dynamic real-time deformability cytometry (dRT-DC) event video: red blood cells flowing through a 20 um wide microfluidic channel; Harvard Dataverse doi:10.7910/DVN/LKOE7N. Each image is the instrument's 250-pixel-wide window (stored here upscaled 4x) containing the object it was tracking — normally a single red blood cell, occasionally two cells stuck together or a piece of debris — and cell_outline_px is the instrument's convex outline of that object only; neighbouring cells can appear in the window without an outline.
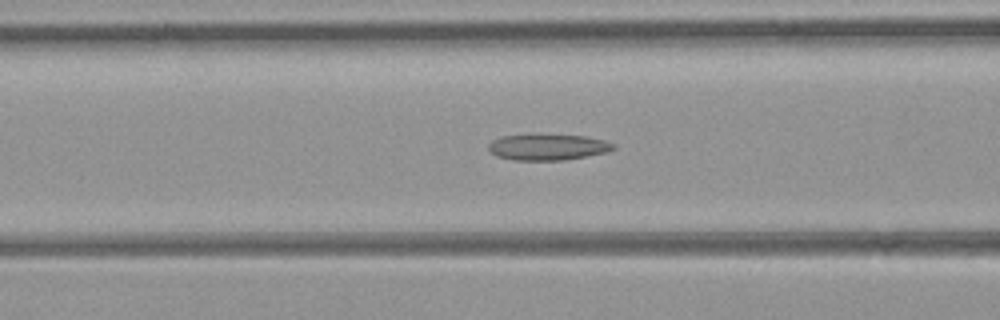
{"species": "common noctule bat (a hibernating species)", "species_latin": "Nyctalus noctula", "temperature_condition": "room temperature", "stored_images_in_passage": 32, "camera_frame_rate_fps": 3000, "um_per_image_px": 0.085, "animal": {"sex": "female", "body_mass_g": 21.9}, "frame": {"image": 1, "passage_image": 13, "time_ms": 4.0, "image_size_px": [1000, 320], "cell_outline_px": [[616, 148], [608, 152], [564, 160], [512, 160], [496, 156], [488, 148], [488, 144], [492, 140], [504, 136], [584, 136], [604, 140], [616, 144]], "centroid_in_image_um": [46.59, 12.53], "position_along_channel_um": 120.0, "area_um2": 18.5}}
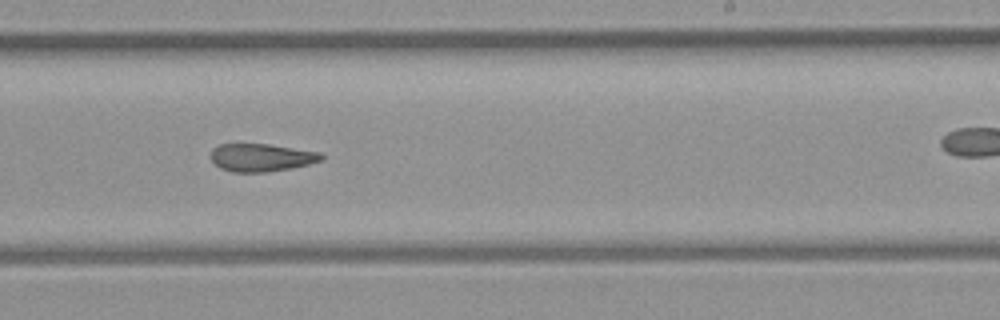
{"frame": {"image": 2, "passage_image": 23, "time_ms": 7.333, "image_size_px": [1000, 320], "cell_outline_px": [[324, 160], [292, 168], [268, 172], [232, 172], [220, 168], [208, 156], [212, 148], [220, 144], [268, 144], [320, 152], [324, 156]], "centroid_in_image_um": [22.2, 13.39], "position_along_channel_um": 266.8, "area_um2": 18.09}}
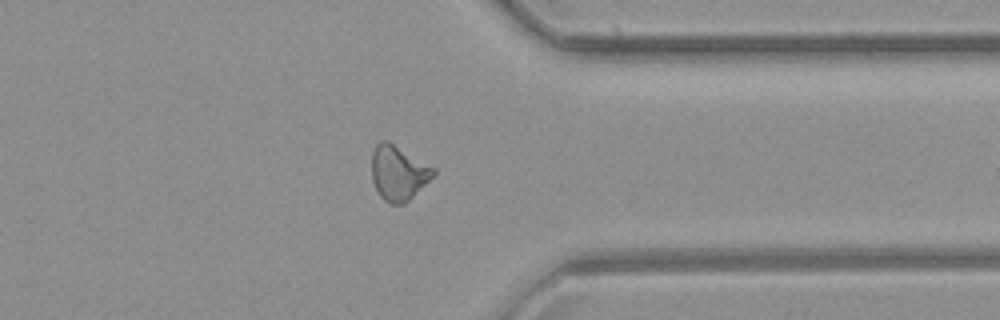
{"frame": {"image": 3, "passage_image": 31, "time_ms": 10.0, "image_size_px": [1000, 320], "cell_outline_px": [[436, 172], [404, 204], [388, 204], [380, 196], [372, 180], [372, 152], [376, 144], [380, 140], [388, 140], [436, 168]], "centroid_in_image_um": [33.83, 14.67], "position_along_channel_um": 377.6, "area_um2": 19.59}}